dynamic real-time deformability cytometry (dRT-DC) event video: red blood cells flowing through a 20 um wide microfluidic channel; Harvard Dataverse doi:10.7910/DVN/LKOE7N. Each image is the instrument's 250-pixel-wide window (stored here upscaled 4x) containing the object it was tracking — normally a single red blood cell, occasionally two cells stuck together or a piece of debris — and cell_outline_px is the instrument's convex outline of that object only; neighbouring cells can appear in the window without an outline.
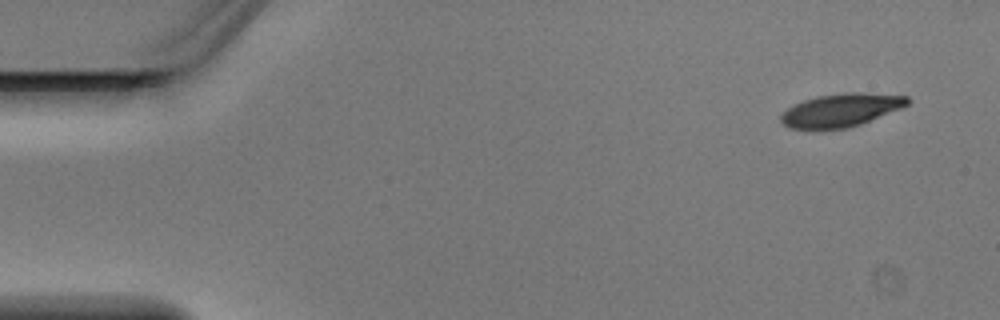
{"species": "Egyptian fruit bat (a non-hibernating species)", "species_latin": "Rousettus aegyptiacus", "temperature_condition": "warm", "stored_images_in_passage": 3, "camera_frame_rate_fps": 3000, "um_per_image_px": 0.085, "animal": {"sex": "male"}, "frame": {"image": 1, "passage_image": 1, "time_ms": 0.0, "image_size_px": [1000, 320], "cell_outline_px": [[912, 100], [908, 104], [900, 108], [860, 124], [848, 128], [812, 132], [788, 128], [780, 120], [780, 116], [788, 108], [804, 100], [816, 96], [848, 92], [860, 92], [908, 96]], "centroid_in_image_um": [71.43, 9.4], "position_along_channel_um": 13.6, "area_um2": 24.91}}
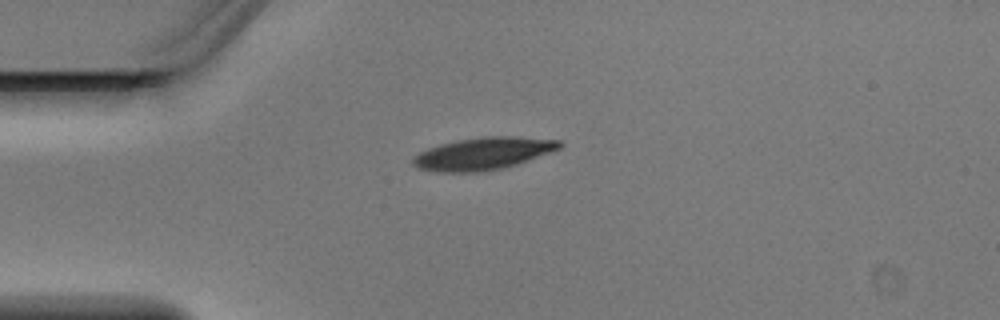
{"frame": {"image": 2, "passage_image": 3, "time_ms": 0.667, "image_size_px": [1000, 320], "cell_outline_px": [[564, 144], [560, 148], [516, 164], [500, 168], [480, 172], [436, 172], [420, 168], [412, 164], [412, 160], [420, 152], [428, 148], [440, 144], [460, 140], [484, 136], [512, 136], [560, 140]], "centroid_in_image_um": [41.06, 13.05], "position_along_channel_um": 43.9, "area_um2": 27.22}}